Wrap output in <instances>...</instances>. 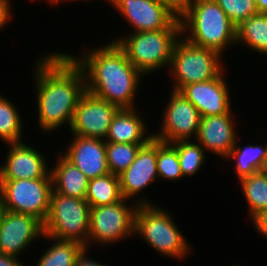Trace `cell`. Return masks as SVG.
Instances as JSON below:
<instances>
[{
    "label": "cell",
    "mask_w": 267,
    "mask_h": 266,
    "mask_svg": "<svg viewBox=\"0 0 267 266\" xmlns=\"http://www.w3.org/2000/svg\"><path fill=\"white\" fill-rule=\"evenodd\" d=\"M36 59L33 80L38 126L46 135L65 124L70 128L77 103L86 91L84 72L61 51L43 54Z\"/></svg>",
    "instance_id": "1"
},
{
    "label": "cell",
    "mask_w": 267,
    "mask_h": 266,
    "mask_svg": "<svg viewBox=\"0 0 267 266\" xmlns=\"http://www.w3.org/2000/svg\"><path fill=\"white\" fill-rule=\"evenodd\" d=\"M81 56L67 53L83 70L86 91L121 108H137L135 101L144 75L114 41L91 48Z\"/></svg>",
    "instance_id": "2"
},
{
    "label": "cell",
    "mask_w": 267,
    "mask_h": 266,
    "mask_svg": "<svg viewBox=\"0 0 267 266\" xmlns=\"http://www.w3.org/2000/svg\"><path fill=\"white\" fill-rule=\"evenodd\" d=\"M179 18L182 37L196 46L223 55L236 44V26L214 0H193Z\"/></svg>",
    "instance_id": "3"
},
{
    "label": "cell",
    "mask_w": 267,
    "mask_h": 266,
    "mask_svg": "<svg viewBox=\"0 0 267 266\" xmlns=\"http://www.w3.org/2000/svg\"><path fill=\"white\" fill-rule=\"evenodd\" d=\"M115 38L114 41L125 52L127 59L144 76L161 68L169 69L174 45L181 35L178 18L168 29L139 31Z\"/></svg>",
    "instance_id": "4"
},
{
    "label": "cell",
    "mask_w": 267,
    "mask_h": 266,
    "mask_svg": "<svg viewBox=\"0 0 267 266\" xmlns=\"http://www.w3.org/2000/svg\"><path fill=\"white\" fill-rule=\"evenodd\" d=\"M157 205H138L134 216V236H138L161 256L185 259L191 244L179 230L168 209Z\"/></svg>",
    "instance_id": "5"
},
{
    "label": "cell",
    "mask_w": 267,
    "mask_h": 266,
    "mask_svg": "<svg viewBox=\"0 0 267 266\" xmlns=\"http://www.w3.org/2000/svg\"><path fill=\"white\" fill-rule=\"evenodd\" d=\"M181 38L174 45L169 65L172 90L180 91L188 84L214 79L224 71L223 56L219 52Z\"/></svg>",
    "instance_id": "6"
},
{
    "label": "cell",
    "mask_w": 267,
    "mask_h": 266,
    "mask_svg": "<svg viewBox=\"0 0 267 266\" xmlns=\"http://www.w3.org/2000/svg\"><path fill=\"white\" fill-rule=\"evenodd\" d=\"M90 208L86 199L65 196L52 190L44 235L75 241L88 248Z\"/></svg>",
    "instance_id": "7"
},
{
    "label": "cell",
    "mask_w": 267,
    "mask_h": 266,
    "mask_svg": "<svg viewBox=\"0 0 267 266\" xmlns=\"http://www.w3.org/2000/svg\"><path fill=\"white\" fill-rule=\"evenodd\" d=\"M123 199L111 205L90 208L88 249L91 243L101 246L113 245L122 239L134 237V216L137 204L132 206ZM93 241V242H92ZM91 242V243H90Z\"/></svg>",
    "instance_id": "8"
},
{
    "label": "cell",
    "mask_w": 267,
    "mask_h": 266,
    "mask_svg": "<svg viewBox=\"0 0 267 266\" xmlns=\"http://www.w3.org/2000/svg\"><path fill=\"white\" fill-rule=\"evenodd\" d=\"M52 178L0 180V198L7 211L32 215L43 223L47 219Z\"/></svg>",
    "instance_id": "9"
},
{
    "label": "cell",
    "mask_w": 267,
    "mask_h": 266,
    "mask_svg": "<svg viewBox=\"0 0 267 266\" xmlns=\"http://www.w3.org/2000/svg\"><path fill=\"white\" fill-rule=\"evenodd\" d=\"M169 100L165 106L163 120L158 132H152L153 138L165 142L175 143L182 140H194L197 137L201 115L196 107L179 91L171 90Z\"/></svg>",
    "instance_id": "10"
},
{
    "label": "cell",
    "mask_w": 267,
    "mask_h": 266,
    "mask_svg": "<svg viewBox=\"0 0 267 266\" xmlns=\"http://www.w3.org/2000/svg\"><path fill=\"white\" fill-rule=\"evenodd\" d=\"M119 109L85 91L77 103L69 131L72 135L105 140L113 117Z\"/></svg>",
    "instance_id": "11"
},
{
    "label": "cell",
    "mask_w": 267,
    "mask_h": 266,
    "mask_svg": "<svg viewBox=\"0 0 267 266\" xmlns=\"http://www.w3.org/2000/svg\"><path fill=\"white\" fill-rule=\"evenodd\" d=\"M157 140L152 138L142 146L134 161L123 171L119 177L122 196L126 200H133L136 196L138 205H154V202L141 196L142 190L159 180L157 171ZM158 179V180H157ZM139 196V197H138ZM143 197V198H142Z\"/></svg>",
    "instance_id": "12"
},
{
    "label": "cell",
    "mask_w": 267,
    "mask_h": 266,
    "mask_svg": "<svg viewBox=\"0 0 267 266\" xmlns=\"http://www.w3.org/2000/svg\"><path fill=\"white\" fill-rule=\"evenodd\" d=\"M133 32L168 29L179 17L157 0H110Z\"/></svg>",
    "instance_id": "13"
},
{
    "label": "cell",
    "mask_w": 267,
    "mask_h": 266,
    "mask_svg": "<svg viewBox=\"0 0 267 266\" xmlns=\"http://www.w3.org/2000/svg\"><path fill=\"white\" fill-rule=\"evenodd\" d=\"M43 236L44 223L41 220L32 215L6 211L0 228V253L20 258L31 243Z\"/></svg>",
    "instance_id": "14"
},
{
    "label": "cell",
    "mask_w": 267,
    "mask_h": 266,
    "mask_svg": "<svg viewBox=\"0 0 267 266\" xmlns=\"http://www.w3.org/2000/svg\"><path fill=\"white\" fill-rule=\"evenodd\" d=\"M26 143L6 144L9 147L6 161L0 165V180L51 178L49 160Z\"/></svg>",
    "instance_id": "15"
},
{
    "label": "cell",
    "mask_w": 267,
    "mask_h": 266,
    "mask_svg": "<svg viewBox=\"0 0 267 266\" xmlns=\"http://www.w3.org/2000/svg\"><path fill=\"white\" fill-rule=\"evenodd\" d=\"M224 72L214 79L188 84L179 91L196 107L201 118L226 114L232 110Z\"/></svg>",
    "instance_id": "16"
},
{
    "label": "cell",
    "mask_w": 267,
    "mask_h": 266,
    "mask_svg": "<svg viewBox=\"0 0 267 266\" xmlns=\"http://www.w3.org/2000/svg\"><path fill=\"white\" fill-rule=\"evenodd\" d=\"M232 114L231 110L226 114L201 118L195 139L206 152L209 151L222 159L228 157L239 137L235 130V115Z\"/></svg>",
    "instance_id": "17"
},
{
    "label": "cell",
    "mask_w": 267,
    "mask_h": 266,
    "mask_svg": "<svg viewBox=\"0 0 267 266\" xmlns=\"http://www.w3.org/2000/svg\"><path fill=\"white\" fill-rule=\"evenodd\" d=\"M72 137L65 152H61L72 164L77 166L89 179L110 173L104 139L77 135Z\"/></svg>",
    "instance_id": "18"
},
{
    "label": "cell",
    "mask_w": 267,
    "mask_h": 266,
    "mask_svg": "<svg viewBox=\"0 0 267 266\" xmlns=\"http://www.w3.org/2000/svg\"><path fill=\"white\" fill-rule=\"evenodd\" d=\"M145 122L137 108H121L113 117L105 142L147 144L153 133L148 132Z\"/></svg>",
    "instance_id": "19"
},
{
    "label": "cell",
    "mask_w": 267,
    "mask_h": 266,
    "mask_svg": "<svg viewBox=\"0 0 267 266\" xmlns=\"http://www.w3.org/2000/svg\"><path fill=\"white\" fill-rule=\"evenodd\" d=\"M56 165L50 167L53 191L65 196L86 199L89 183L84 173L58 152Z\"/></svg>",
    "instance_id": "20"
},
{
    "label": "cell",
    "mask_w": 267,
    "mask_h": 266,
    "mask_svg": "<svg viewBox=\"0 0 267 266\" xmlns=\"http://www.w3.org/2000/svg\"><path fill=\"white\" fill-rule=\"evenodd\" d=\"M267 55V14L257 13L236 27V45Z\"/></svg>",
    "instance_id": "21"
},
{
    "label": "cell",
    "mask_w": 267,
    "mask_h": 266,
    "mask_svg": "<svg viewBox=\"0 0 267 266\" xmlns=\"http://www.w3.org/2000/svg\"><path fill=\"white\" fill-rule=\"evenodd\" d=\"M239 143L237 139L230 154L226 158L227 160H233L235 175L238 180L253 175L257 171H262L267 158V144L265 146L248 144L243 148V146H239Z\"/></svg>",
    "instance_id": "22"
},
{
    "label": "cell",
    "mask_w": 267,
    "mask_h": 266,
    "mask_svg": "<svg viewBox=\"0 0 267 266\" xmlns=\"http://www.w3.org/2000/svg\"><path fill=\"white\" fill-rule=\"evenodd\" d=\"M119 177L112 173L89 179L86 201L90 207L111 205L123 200Z\"/></svg>",
    "instance_id": "23"
},
{
    "label": "cell",
    "mask_w": 267,
    "mask_h": 266,
    "mask_svg": "<svg viewBox=\"0 0 267 266\" xmlns=\"http://www.w3.org/2000/svg\"><path fill=\"white\" fill-rule=\"evenodd\" d=\"M239 183L252 221L267 210V173L257 171L253 175L239 179Z\"/></svg>",
    "instance_id": "24"
},
{
    "label": "cell",
    "mask_w": 267,
    "mask_h": 266,
    "mask_svg": "<svg viewBox=\"0 0 267 266\" xmlns=\"http://www.w3.org/2000/svg\"><path fill=\"white\" fill-rule=\"evenodd\" d=\"M43 238L52 244L39 257L36 266H75L77 256L85 248L75 241L58 240L46 235Z\"/></svg>",
    "instance_id": "25"
},
{
    "label": "cell",
    "mask_w": 267,
    "mask_h": 266,
    "mask_svg": "<svg viewBox=\"0 0 267 266\" xmlns=\"http://www.w3.org/2000/svg\"><path fill=\"white\" fill-rule=\"evenodd\" d=\"M18 108L0 95V140L4 144L23 141V120Z\"/></svg>",
    "instance_id": "26"
},
{
    "label": "cell",
    "mask_w": 267,
    "mask_h": 266,
    "mask_svg": "<svg viewBox=\"0 0 267 266\" xmlns=\"http://www.w3.org/2000/svg\"><path fill=\"white\" fill-rule=\"evenodd\" d=\"M172 145L176 148L183 177L193 176L205 165V149L194 139L182 140Z\"/></svg>",
    "instance_id": "27"
},
{
    "label": "cell",
    "mask_w": 267,
    "mask_h": 266,
    "mask_svg": "<svg viewBox=\"0 0 267 266\" xmlns=\"http://www.w3.org/2000/svg\"><path fill=\"white\" fill-rule=\"evenodd\" d=\"M146 144L106 142V157L109 172L120 175L134 161L139 149Z\"/></svg>",
    "instance_id": "28"
},
{
    "label": "cell",
    "mask_w": 267,
    "mask_h": 266,
    "mask_svg": "<svg viewBox=\"0 0 267 266\" xmlns=\"http://www.w3.org/2000/svg\"><path fill=\"white\" fill-rule=\"evenodd\" d=\"M157 171L159 179L168 181L183 178L176 148L157 140Z\"/></svg>",
    "instance_id": "29"
},
{
    "label": "cell",
    "mask_w": 267,
    "mask_h": 266,
    "mask_svg": "<svg viewBox=\"0 0 267 266\" xmlns=\"http://www.w3.org/2000/svg\"><path fill=\"white\" fill-rule=\"evenodd\" d=\"M237 27L250 16L257 14L254 0H214Z\"/></svg>",
    "instance_id": "30"
},
{
    "label": "cell",
    "mask_w": 267,
    "mask_h": 266,
    "mask_svg": "<svg viewBox=\"0 0 267 266\" xmlns=\"http://www.w3.org/2000/svg\"><path fill=\"white\" fill-rule=\"evenodd\" d=\"M167 6L174 14L180 17L190 6L193 0H157Z\"/></svg>",
    "instance_id": "31"
},
{
    "label": "cell",
    "mask_w": 267,
    "mask_h": 266,
    "mask_svg": "<svg viewBox=\"0 0 267 266\" xmlns=\"http://www.w3.org/2000/svg\"><path fill=\"white\" fill-rule=\"evenodd\" d=\"M11 0H0V30L5 28L9 21L11 20L12 12V5Z\"/></svg>",
    "instance_id": "32"
},
{
    "label": "cell",
    "mask_w": 267,
    "mask_h": 266,
    "mask_svg": "<svg viewBox=\"0 0 267 266\" xmlns=\"http://www.w3.org/2000/svg\"><path fill=\"white\" fill-rule=\"evenodd\" d=\"M252 223L254 225V229H256V232L264 238L267 239V210L264 212H261L259 215H257L253 220Z\"/></svg>",
    "instance_id": "33"
},
{
    "label": "cell",
    "mask_w": 267,
    "mask_h": 266,
    "mask_svg": "<svg viewBox=\"0 0 267 266\" xmlns=\"http://www.w3.org/2000/svg\"><path fill=\"white\" fill-rule=\"evenodd\" d=\"M88 248H84L80 254L77 256L75 261V266H108L106 264L99 263V261H95L94 259H91V257H88Z\"/></svg>",
    "instance_id": "34"
},
{
    "label": "cell",
    "mask_w": 267,
    "mask_h": 266,
    "mask_svg": "<svg viewBox=\"0 0 267 266\" xmlns=\"http://www.w3.org/2000/svg\"><path fill=\"white\" fill-rule=\"evenodd\" d=\"M20 260V258L0 253V266H27Z\"/></svg>",
    "instance_id": "35"
},
{
    "label": "cell",
    "mask_w": 267,
    "mask_h": 266,
    "mask_svg": "<svg viewBox=\"0 0 267 266\" xmlns=\"http://www.w3.org/2000/svg\"><path fill=\"white\" fill-rule=\"evenodd\" d=\"M258 13L267 14V0H254Z\"/></svg>",
    "instance_id": "36"
},
{
    "label": "cell",
    "mask_w": 267,
    "mask_h": 266,
    "mask_svg": "<svg viewBox=\"0 0 267 266\" xmlns=\"http://www.w3.org/2000/svg\"><path fill=\"white\" fill-rule=\"evenodd\" d=\"M6 207L4 206L3 204V201L2 199L0 198V228L2 226V223H3V219L5 217V214H6Z\"/></svg>",
    "instance_id": "37"
},
{
    "label": "cell",
    "mask_w": 267,
    "mask_h": 266,
    "mask_svg": "<svg viewBox=\"0 0 267 266\" xmlns=\"http://www.w3.org/2000/svg\"><path fill=\"white\" fill-rule=\"evenodd\" d=\"M65 1H67V0H65ZM71 1H78V0H71ZM82 1V0H81ZM85 1H87L88 2V0H84V2ZM110 2V0H106V2ZM63 3V0H55L51 5H53L54 4V6H57V5H59L60 3ZM68 2H69V0H68Z\"/></svg>",
    "instance_id": "38"
},
{
    "label": "cell",
    "mask_w": 267,
    "mask_h": 266,
    "mask_svg": "<svg viewBox=\"0 0 267 266\" xmlns=\"http://www.w3.org/2000/svg\"><path fill=\"white\" fill-rule=\"evenodd\" d=\"M262 171L265 172V173H267V158L265 160V164H264V166L262 168Z\"/></svg>",
    "instance_id": "39"
},
{
    "label": "cell",
    "mask_w": 267,
    "mask_h": 266,
    "mask_svg": "<svg viewBox=\"0 0 267 266\" xmlns=\"http://www.w3.org/2000/svg\"><path fill=\"white\" fill-rule=\"evenodd\" d=\"M31 1H34V0H31ZM35 1H36V0H35ZM40 1H41V0H40ZM42 1H43V0H42ZM44 1H46V2H48V1H49V2H48V4H49V3H51V4H52V3H53L55 0H44Z\"/></svg>",
    "instance_id": "40"
}]
</instances>
